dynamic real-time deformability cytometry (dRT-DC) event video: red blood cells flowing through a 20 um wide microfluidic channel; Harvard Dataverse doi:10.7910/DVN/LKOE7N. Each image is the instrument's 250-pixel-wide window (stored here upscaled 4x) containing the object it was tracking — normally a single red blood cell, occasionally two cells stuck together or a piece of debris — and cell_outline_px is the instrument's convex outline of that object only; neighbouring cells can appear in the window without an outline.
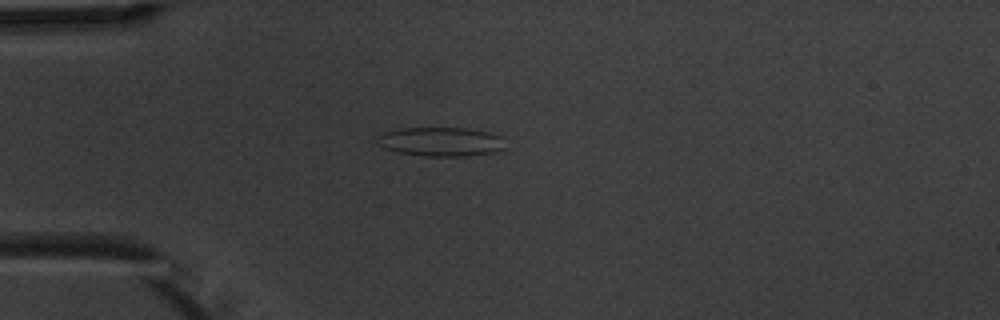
{"species": "common noctule bat (a hibernating species)", "species_latin": "Nyctalus noctula", "temperature_condition": "warm", "stored_images_in_passage": 6, "camera_frame_rate_fps": 3000, "um_per_image_px": 0.085, "animal": {"sex": "male", "body_mass_g": 20.1, "forearm_length_mm": 53.5}, "frame": {"image": 1, "passage_image": 5, "time_ms": 4.667, "image_size_px": [1000, 320], "cell_outline_px": [[504, 148], [492, 152], [468, 156], [420, 156], [396, 152], [384, 148], [376, 140], [384, 132], [400, 128], [468, 128], [492, 132], [504, 136]], "centroid_in_image_um": [37.51, 12.04], "position_along_channel_um": 47.5, "area_um2": 21.91}}